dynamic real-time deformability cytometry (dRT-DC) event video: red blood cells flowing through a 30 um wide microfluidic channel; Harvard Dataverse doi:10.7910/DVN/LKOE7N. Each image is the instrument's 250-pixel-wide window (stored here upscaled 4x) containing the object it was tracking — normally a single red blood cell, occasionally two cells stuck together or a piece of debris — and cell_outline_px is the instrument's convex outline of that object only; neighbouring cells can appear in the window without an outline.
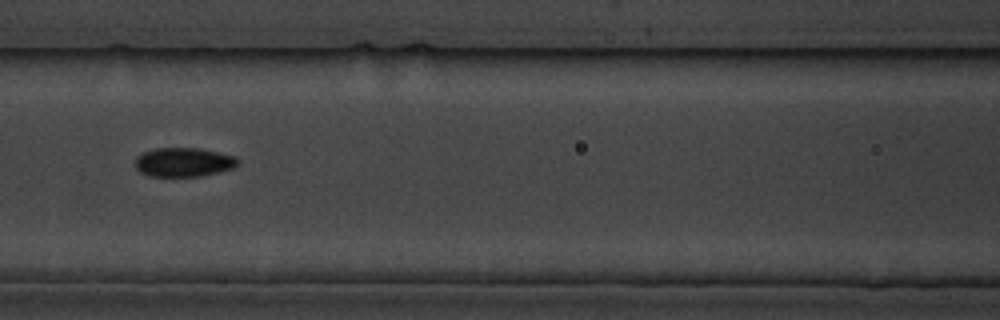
{"species": "common noctule bat (a hibernating species)", "species_latin": "Nyctalus noctula", "temperature_condition": "cold", "stored_images_in_passage": 8, "camera_frame_rate_fps": 3000, "um_per_image_px": 0.085, "animal": {"sex": "male", "body_mass_g": 19.5, "forearm_length_mm": 54.6}, "frame": {"image": 1, "passage_image": 7, "time_ms": 7.667, "image_size_px": [1000, 320], "cell_outline_px": [[236, 164], [232, 168], [200, 176], [148, 176], [140, 172], [136, 168], [136, 156], [144, 152], [156, 148], [196, 148], [236, 156]], "centroid_in_image_um": [15.55, 13.78], "position_along_channel_um": 151.1, "area_um2": 17.05}}